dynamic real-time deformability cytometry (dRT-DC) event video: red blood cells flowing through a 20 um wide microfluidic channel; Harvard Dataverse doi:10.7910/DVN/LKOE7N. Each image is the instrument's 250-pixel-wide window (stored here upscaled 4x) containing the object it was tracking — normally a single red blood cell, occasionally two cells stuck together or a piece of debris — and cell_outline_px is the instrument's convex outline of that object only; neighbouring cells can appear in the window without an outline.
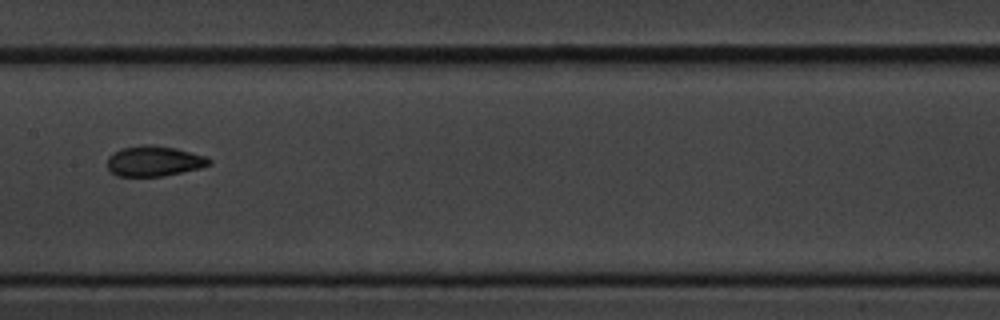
{"species": "common noctule bat (a hibernating species)", "species_latin": "Nyctalus noctula", "temperature_condition": "cold", "stored_images_in_passage": 15, "camera_frame_rate_fps": 3000, "um_per_image_px": 0.085, "animal": {"sex": "male", "body_mass_g": 20.1, "forearm_length_mm": 53.5}, "frame": {"image": 1, "passage_image": 9, "time_ms": 10.333, "image_size_px": [1000, 320], "cell_outline_px": [[212, 164], [200, 168], [164, 176], [116, 176], [108, 168], [108, 156], [112, 152], [120, 148], [144, 144], [148, 144], [176, 148], [204, 156], [212, 160]], "centroid_in_image_um": [13.08, 13.69], "position_along_channel_um": 194.3, "area_um2": 18.09}}
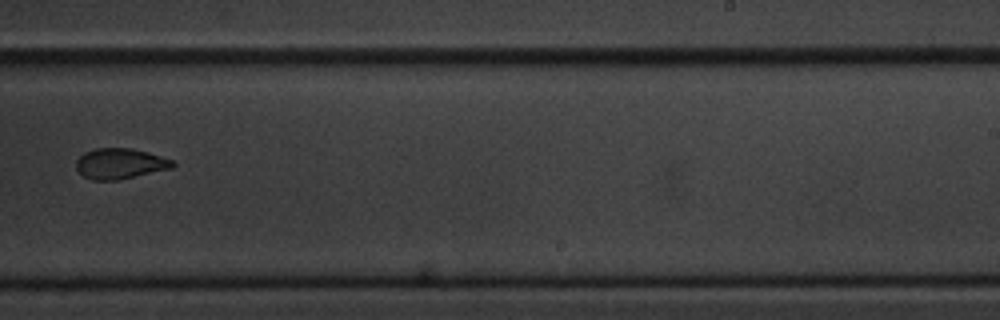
{"frame": {"image": 2, "passage_image": 11, "time_ms": 12.667, "image_size_px": [1000, 320], "cell_outline_px": [[176, 164], [172, 168], [116, 180], [92, 180], [84, 176], [76, 168], [76, 160], [84, 152], [96, 148], [132, 148], [148, 152], [172, 160]], "centroid_in_image_um": [10.19, 13.9], "position_along_channel_um": 278.8, "area_um2": 17.05}}
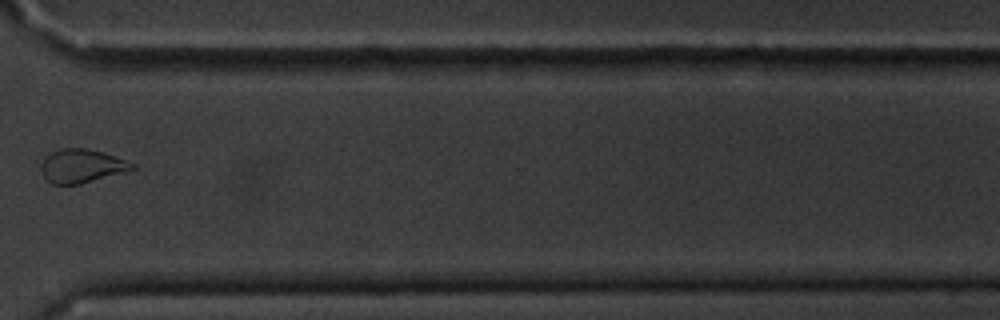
{"frame": {"image": 3, "passage_image": 13, "time_ms": 15.0, "image_size_px": [1000, 320], "cell_outline_px": [[136, 168], [80, 184], [52, 184], [44, 176], [40, 168], [40, 164], [44, 156], [60, 148], [88, 148], [136, 164]], "centroid_in_image_um": [6.88, 14.1], "position_along_channel_um": 363.7, "area_um2": 17.57}}